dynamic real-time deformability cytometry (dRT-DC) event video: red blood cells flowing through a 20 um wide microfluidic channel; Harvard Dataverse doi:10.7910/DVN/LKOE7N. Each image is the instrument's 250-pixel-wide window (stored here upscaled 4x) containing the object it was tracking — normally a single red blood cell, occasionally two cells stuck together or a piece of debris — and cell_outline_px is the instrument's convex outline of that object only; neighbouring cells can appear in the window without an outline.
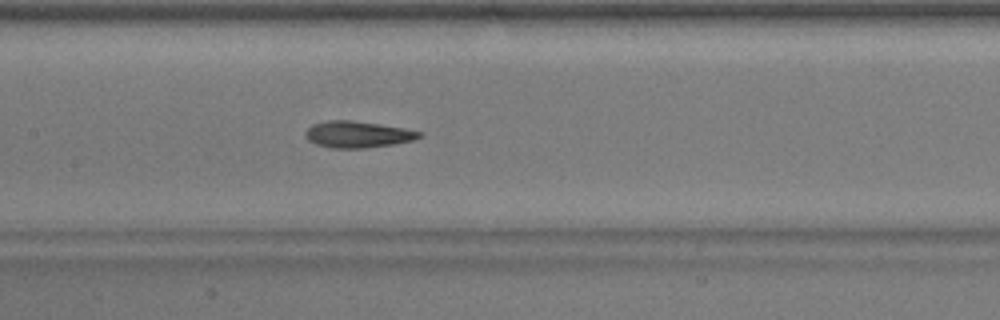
{"species": "common noctule bat (a hibernating species)", "species_latin": "Nyctalus noctula", "temperature_condition": "warm", "stored_images_in_passage": 40, "camera_frame_rate_fps": 3000, "um_per_image_px": 0.085, "animal": {"sex": "male", "body_mass_g": 17.9}, "frame": {"image": 1, "passage_image": 18, "time_ms": 5.667, "image_size_px": [1000, 320], "cell_outline_px": [[424, 132], [420, 136], [412, 140], [392, 144], [364, 148], [332, 148], [316, 144], [308, 140], [304, 136], [304, 132], [312, 124], [328, 120], [352, 120], [380, 124], [404, 128]], "centroid_in_image_um": [30.36, 11.41], "position_along_channel_um": 177.0, "area_um2": 17.57}}
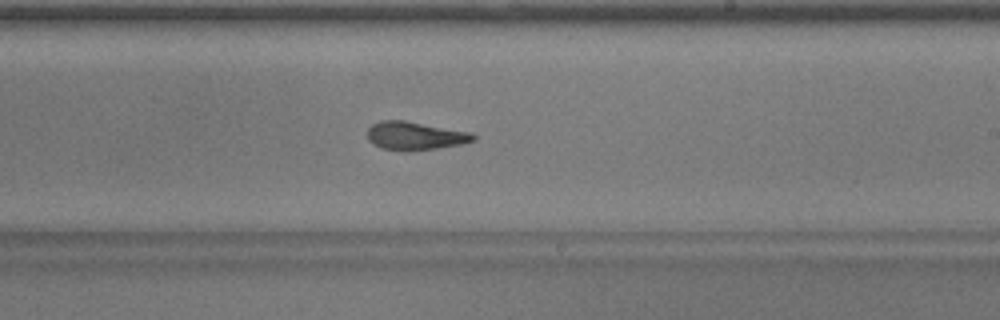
{"frame": {"image": 2, "passage_image": 24, "time_ms": 7.667, "image_size_px": [1000, 320], "cell_outline_px": [[476, 140], [460, 144], [436, 148], [408, 152], [404, 152], [380, 148], [372, 144], [368, 140], [368, 128], [372, 124], [380, 120], [404, 120], [472, 132], [476, 136]], "centroid_in_image_um": [35.26, 11.55], "position_along_channel_um": 253.7, "area_um2": 17.74}}
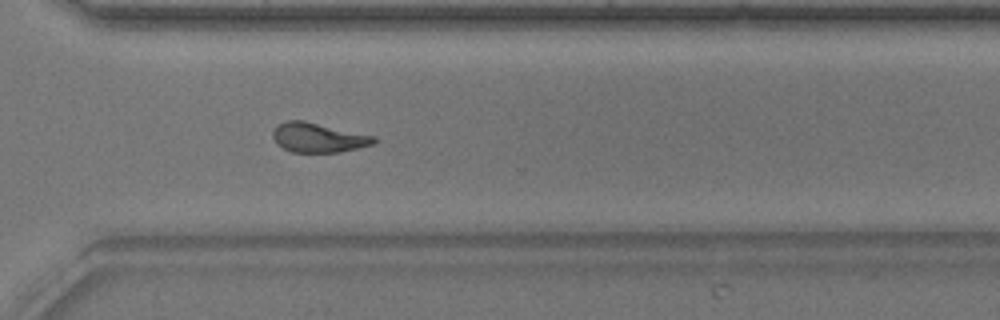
{"frame": {"image": 3, "passage_image": 31, "time_ms": 10.0, "image_size_px": [1000, 320], "cell_outline_px": [[376, 144], [340, 152], [292, 152], [276, 144], [272, 136], [272, 132], [280, 124], [288, 120], [304, 120], [376, 136]], "centroid_in_image_um": [27.08, 11.7], "position_along_channel_um": 343.5, "area_um2": 17.46}, "authors_computed_cell_mechanics": {"area_um2": 17.5712, "velocity_mm_per_s": 3.8504, "shape_relaxation_time_tau1_ms": 6.6642, "shape_relaxation_time_tau2_ms": 2.3952, "deformation_change_tau1": 0.2026, "deformation_change_tau2": 0.0996}}